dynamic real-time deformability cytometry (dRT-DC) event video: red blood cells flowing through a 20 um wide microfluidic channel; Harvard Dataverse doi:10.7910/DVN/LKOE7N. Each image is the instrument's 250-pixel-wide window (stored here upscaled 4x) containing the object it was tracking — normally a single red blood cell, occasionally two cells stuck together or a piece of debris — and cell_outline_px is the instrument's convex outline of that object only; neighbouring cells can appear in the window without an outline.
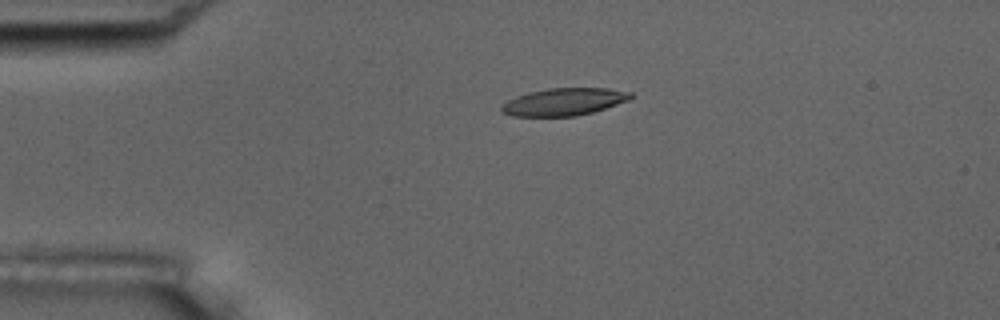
{"species": "common noctule bat (a hibernating species)", "species_latin": "Nyctalus noctula", "temperature_condition": "room temperature", "stored_images_in_passage": 5, "camera_frame_rate_fps": 3000, "um_per_image_px": 0.085, "animal": {"sex": "male", "body_mass_g": 17.5, "forearm_length_mm": 52.3}, "frame": {"image": 1, "passage_image": 4, "time_ms": 3.333, "image_size_px": [1000, 320], "cell_outline_px": [[632, 96], [628, 100], [592, 112], [576, 116], [512, 116], [504, 112], [500, 108], [508, 100], [528, 92], [548, 88], [608, 88], [632, 92]], "centroid_in_image_um": [47.94, 8.64], "position_along_channel_um": 37.1, "area_um2": 20.35}}
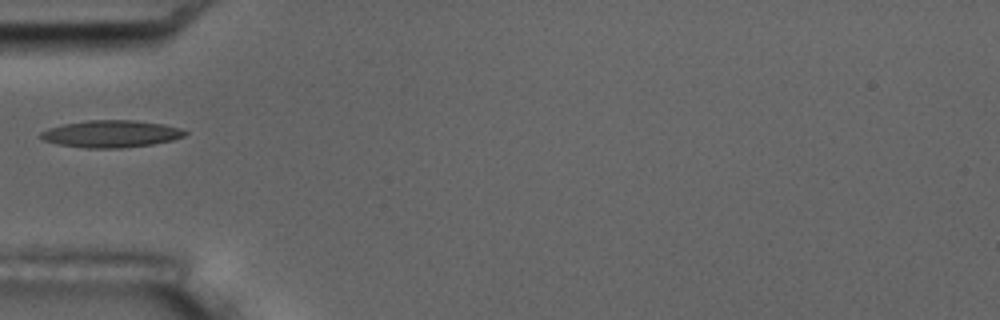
{"frame": {"image": 2, "passage_image": 5, "time_ms": 5.333, "image_size_px": [1000, 320], "cell_outline_px": [[188, 132], [184, 136], [172, 140], [152, 144], [120, 148], [84, 148], [56, 144], [44, 140], [40, 136], [40, 132], [48, 128], [64, 124], [88, 120], [132, 120], [164, 124], [180, 128]], "centroid_in_image_um": [9.43, 11.38], "position_along_channel_um": 75.6, "area_um2": 22.77}}